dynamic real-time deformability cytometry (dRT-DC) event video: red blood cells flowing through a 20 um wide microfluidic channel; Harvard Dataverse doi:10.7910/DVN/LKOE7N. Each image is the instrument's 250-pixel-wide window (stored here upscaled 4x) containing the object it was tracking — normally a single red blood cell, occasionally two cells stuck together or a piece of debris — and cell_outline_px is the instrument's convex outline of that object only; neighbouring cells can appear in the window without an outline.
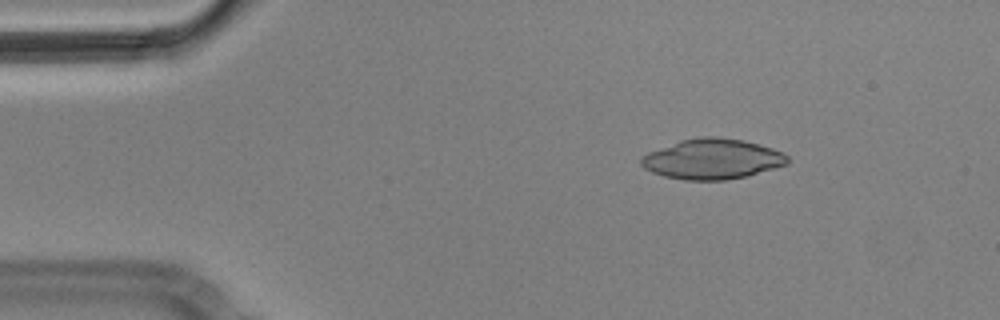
{"species": "Egyptian fruit bat (a non-hibernating species)", "species_latin": "Rousettus aegyptiacus", "temperature_condition": "cold", "stored_images_in_passage": 48, "camera_frame_rate_fps": 3000, "um_per_image_px": 0.085, "animal": {"sex": "male"}, "frame": {"image": 1, "passage_image": 1, "time_ms": 0.0, "image_size_px": [1000, 320], "cell_outline_px": [[788, 164], [748, 176], [724, 180], [684, 180], [664, 176], [652, 172], [644, 168], [640, 164], [640, 156], [648, 152], [680, 140], [704, 136], [716, 136], [744, 140], [760, 144], [784, 152], [788, 156]], "centroid_in_image_um": [60.55, 13.51], "position_along_channel_um": 24.5, "area_um2": 34.62}}